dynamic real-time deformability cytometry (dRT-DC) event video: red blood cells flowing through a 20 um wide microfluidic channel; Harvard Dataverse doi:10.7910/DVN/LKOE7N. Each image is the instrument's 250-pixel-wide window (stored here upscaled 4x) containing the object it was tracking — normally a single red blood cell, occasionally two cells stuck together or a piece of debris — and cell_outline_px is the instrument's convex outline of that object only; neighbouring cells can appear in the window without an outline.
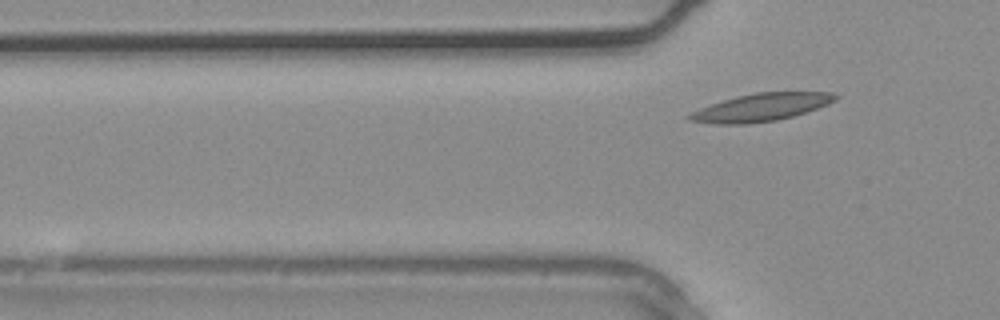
{"species": "common noctule bat (a hibernating species)", "species_latin": "Nyctalus noctula", "temperature_condition": "warm", "stored_images_in_passage": 4, "segment_of_instrument_passage": [2, 2], "camera_frame_rate_fps": 3000, "um_per_image_px": 0.085, "animal": {"sex": "male", "body_mass_g": 20.4}, "frame": {"image": 1, "passage_image": 4, "time_ms": 1.0, "image_size_px": [1000, 320], "cell_outline_px": [[840, 96], [836, 100], [828, 104], [792, 116], [776, 120], [748, 124], [712, 124], [688, 120], [684, 116], [700, 108], [724, 100], [756, 92], [832, 92]], "centroid_in_image_um": [64.68, 9.13], "position_along_channel_um": 61.1, "area_um2": 23.35}}